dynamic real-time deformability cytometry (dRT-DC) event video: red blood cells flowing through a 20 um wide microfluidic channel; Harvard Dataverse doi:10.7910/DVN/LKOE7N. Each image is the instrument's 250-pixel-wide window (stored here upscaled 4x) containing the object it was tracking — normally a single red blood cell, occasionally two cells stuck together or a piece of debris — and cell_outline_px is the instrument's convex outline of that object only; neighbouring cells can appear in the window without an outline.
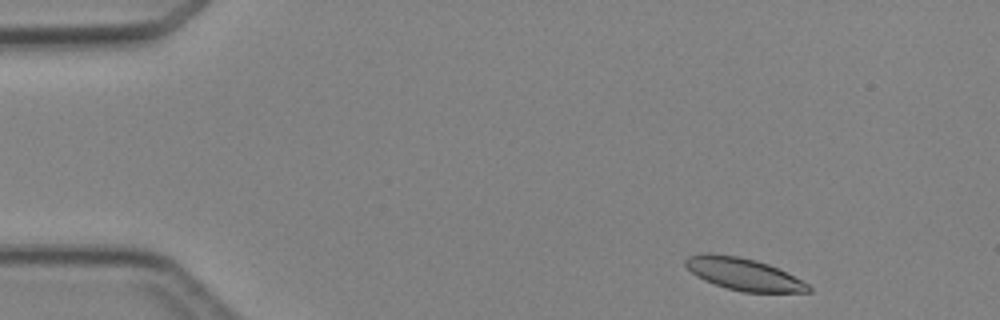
{"species": "Egyptian fruit bat (a non-hibernating species)", "species_latin": "Rousettus aegyptiacus", "temperature_condition": "cold", "stored_images_in_passage": 5, "camera_frame_rate_fps": 3000, "um_per_image_px": 0.085, "animal": {"sex": "female"}, "frame": {"image": 1, "passage_image": 1, "time_ms": 0.0, "image_size_px": [1000, 320], "cell_outline_px": [[812, 292], [740, 292], [704, 280], [696, 276], [684, 264], [684, 260], [688, 256], [704, 252], [708, 252], [740, 256], [756, 260], [768, 264], [808, 284], [812, 288]], "centroid_in_image_um": [63.15, 23.28], "position_along_channel_um": 21.8, "area_um2": 22.95}}
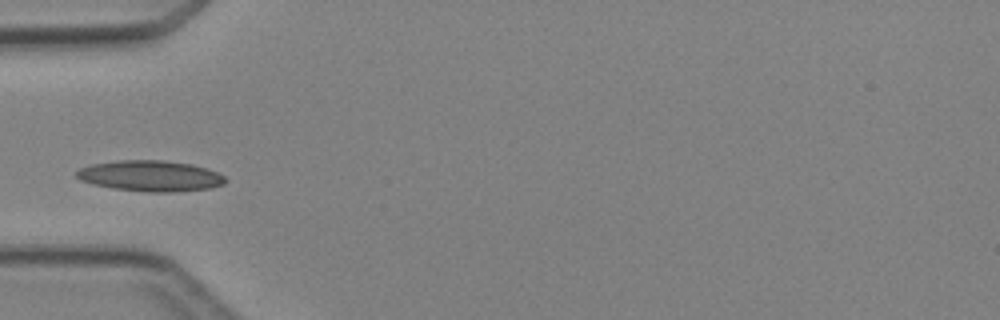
{"frame": {"image": 2, "passage_image": 4, "time_ms": 3.333, "image_size_px": [1000, 320], "cell_outline_px": [[228, 180], [224, 184], [212, 188], [176, 192], [148, 192], [112, 188], [92, 184], [80, 180], [76, 176], [76, 172], [80, 168], [92, 164], [120, 160], [164, 160], [192, 164], [208, 168], [224, 176]], "centroid_in_image_um": [12.82, 14.96], "position_along_channel_um": 72.2, "area_um2": 26.93}}
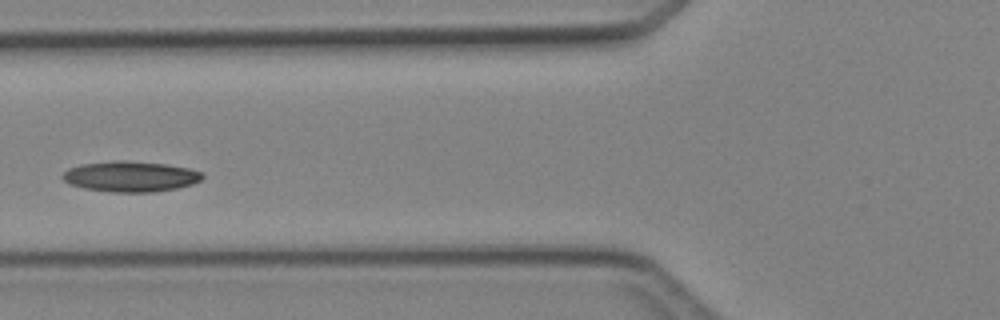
{"frame": {"image": 3, "passage_image": 5, "time_ms": 4.333, "image_size_px": [1000, 320], "cell_outline_px": [[204, 176], [200, 180], [192, 184], [176, 188], [156, 192], [112, 192], [84, 188], [68, 184], [60, 176], [68, 168], [80, 164], [116, 160], [124, 160], [164, 164], [188, 168], [200, 172]], "centroid_in_image_um": [11.04, 15.0], "position_along_channel_um": 114.8, "area_um2": 24.91}}